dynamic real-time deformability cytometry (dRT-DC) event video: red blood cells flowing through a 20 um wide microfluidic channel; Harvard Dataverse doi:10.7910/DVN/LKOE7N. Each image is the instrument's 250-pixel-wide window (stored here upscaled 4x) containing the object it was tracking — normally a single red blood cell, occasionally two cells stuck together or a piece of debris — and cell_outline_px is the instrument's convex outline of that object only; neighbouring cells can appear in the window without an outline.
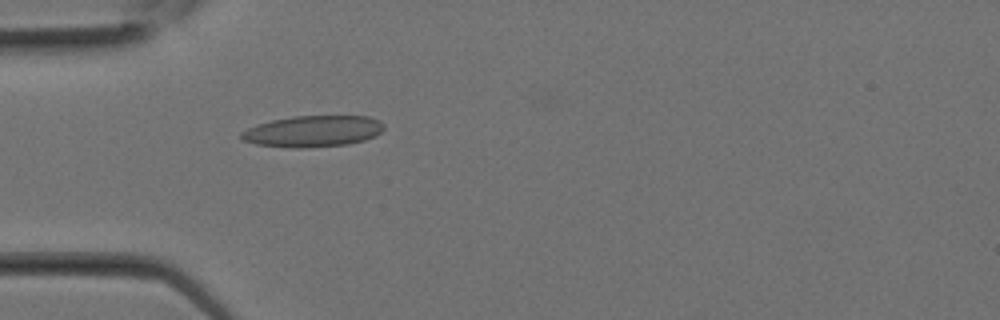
{"species": "Egyptian fruit bat (a non-hibernating species)", "species_latin": "Rousettus aegyptiacus", "temperature_condition": "room temperature", "stored_images_in_passage": 3, "camera_frame_rate_fps": 3000, "um_per_image_px": 0.085, "animal": {"sex": "female"}, "frame": {"image": 1, "passage_image": 3, "time_ms": 0.667, "image_size_px": [1000, 320], "cell_outline_px": [[384, 128], [376, 136], [364, 140], [348, 144], [304, 148], [296, 148], [256, 144], [244, 140], [240, 136], [240, 132], [248, 128], [272, 120], [292, 116], [368, 116], [380, 120], [384, 124]], "centroid_in_image_um": [26.64, 11.15], "position_along_channel_um": 58.4, "area_um2": 25.95}}